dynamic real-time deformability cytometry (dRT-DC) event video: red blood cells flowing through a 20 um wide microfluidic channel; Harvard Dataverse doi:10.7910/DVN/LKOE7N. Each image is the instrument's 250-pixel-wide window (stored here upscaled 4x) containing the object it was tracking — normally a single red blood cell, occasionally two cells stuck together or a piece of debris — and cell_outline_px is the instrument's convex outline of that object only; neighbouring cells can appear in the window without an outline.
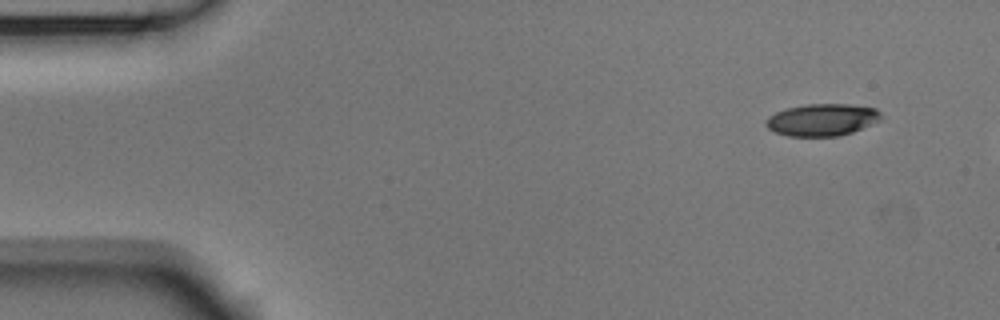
{"species": "Egyptian fruit bat (a non-hibernating species)", "species_latin": "Rousettus aegyptiacus", "temperature_condition": "room temperature", "stored_images_in_passage": 3, "camera_frame_rate_fps": 3000, "um_per_image_px": 0.085, "animal": {"sex": "male"}, "frame": {"image": 1, "passage_image": 1, "time_ms": 0.0, "image_size_px": [1000, 320], "cell_outline_px": [[884, 116], [880, 120], [852, 132], [840, 136], [788, 136], [776, 132], [768, 128], [764, 124], [768, 116], [776, 112], [788, 108], [808, 104], [848, 104], [876, 108]], "centroid_in_image_um": [69.89, 10.18], "position_along_channel_um": 15.1, "area_um2": 21.5}}